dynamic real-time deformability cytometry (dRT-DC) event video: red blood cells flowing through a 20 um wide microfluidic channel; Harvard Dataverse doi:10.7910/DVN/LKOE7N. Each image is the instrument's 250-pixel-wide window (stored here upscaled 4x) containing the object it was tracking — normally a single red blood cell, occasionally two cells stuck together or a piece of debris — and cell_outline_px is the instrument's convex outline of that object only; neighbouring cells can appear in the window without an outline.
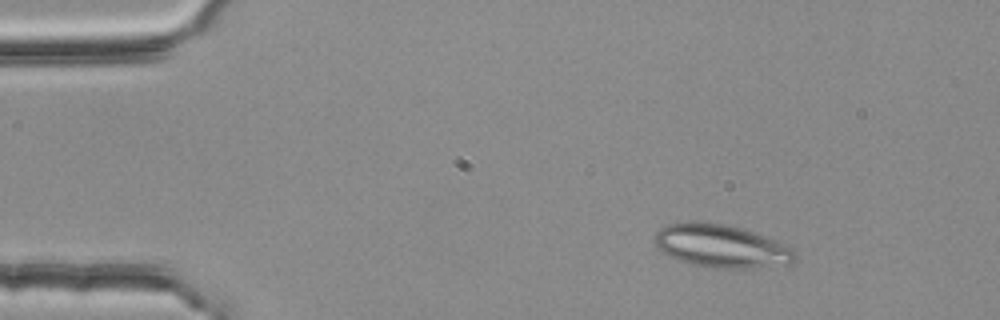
{"species": "common noctule bat (a hibernating species)", "species_latin": "Nyctalus noctula", "temperature_condition": "room temperature", "stored_images_in_passage": 3, "camera_frame_rate_fps": 3000, "um_per_image_px": 0.085, "animal": {"sex": "female", "body_mass_g": 25.1}, "frame": {"image": 1, "passage_image": 1, "time_ms": 0.0, "image_size_px": [1000, 320], "cell_outline_px": [[796, 256], [788, 264], [748, 268], [720, 268], [692, 264], [676, 260], [660, 252], [656, 244], [656, 232], [664, 224], [692, 220], [724, 224], [740, 228], [752, 232], [792, 248], [796, 252]], "centroid_in_image_um": [61.22, 20.9], "position_along_channel_um": 23.8, "area_um2": 34.91}}